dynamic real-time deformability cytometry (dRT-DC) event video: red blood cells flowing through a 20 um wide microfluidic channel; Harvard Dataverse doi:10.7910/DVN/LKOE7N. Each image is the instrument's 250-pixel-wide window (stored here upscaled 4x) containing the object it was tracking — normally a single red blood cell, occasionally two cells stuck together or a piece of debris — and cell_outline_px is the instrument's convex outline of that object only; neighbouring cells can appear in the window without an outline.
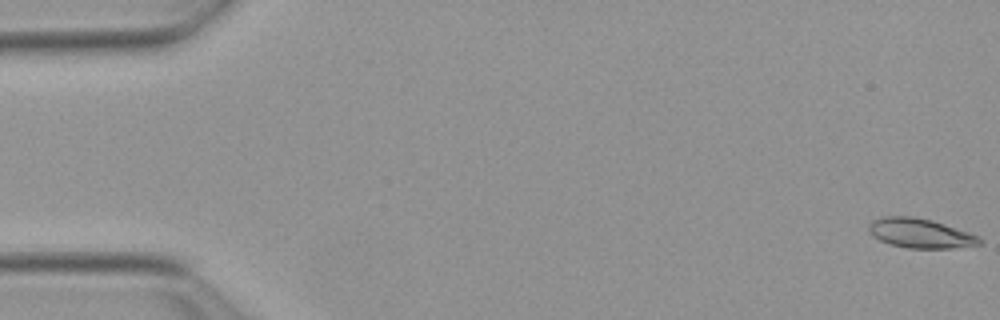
{"species": "Egyptian fruit bat (a non-hibernating species)", "species_latin": "Rousettus aegyptiacus", "temperature_condition": "warm", "stored_images_in_passage": 53, "camera_frame_rate_fps": 3000, "um_per_image_px": 0.085, "animal": {"sex": "female"}, "frame": {"image": 1, "passage_image": 1, "time_ms": 0.0, "image_size_px": [1000, 320], "cell_outline_px": [[984, 244], [952, 248], [908, 248], [888, 244], [872, 236], [868, 232], [868, 224], [872, 220], [884, 216], [912, 216], [932, 220], [980, 236], [984, 240]], "centroid_in_image_um": [78.22, 19.83], "position_along_channel_um": 6.8, "area_um2": 19.31}}
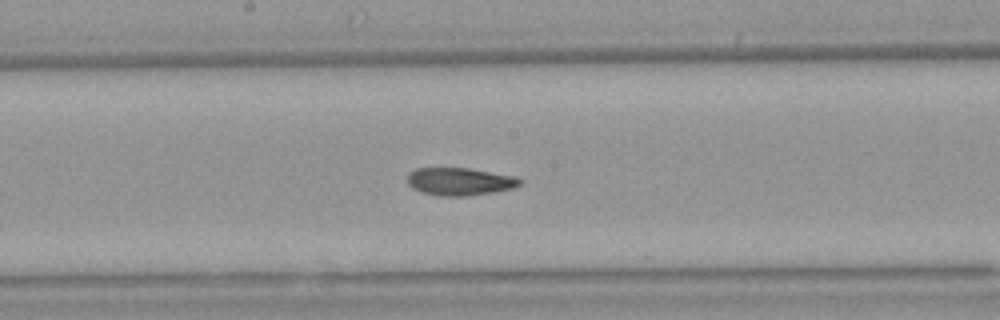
{"frame": {"image": 2, "passage_image": 28, "time_ms": 9.0, "image_size_px": [1000, 320], "cell_outline_px": [[524, 180], [520, 184], [512, 188], [492, 192], [464, 196], [436, 196], [420, 192], [412, 188], [408, 184], [408, 172], [416, 168], [468, 168], [516, 176]], "centroid_in_image_um": [39.05, 15.43], "position_along_channel_um": 209.1, "area_um2": 18.26}}
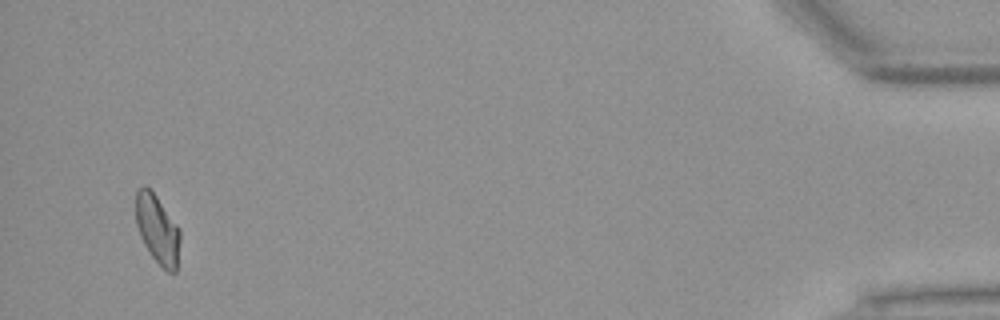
{"frame": {"image": 3, "passage_image": 51, "time_ms": 16.667, "image_size_px": [1000, 320], "cell_outline_px": [[180, 240], [176, 272], [168, 272], [152, 256], [144, 244], [140, 236], [136, 224], [136, 192], [144, 184], [156, 196], [180, 228]], "centroid_in_image_um": [13.39, 19.49], "position_along_channel_um": 421.8, "area_um2": 17.57}, "authors_computed_cell_mechanics": {"area_um2": 18.4382, "velocity_mm_per_s": 3.8705, "shape_relaxation_time_tau1_ms": null, "shape_relaxation_time_tau2_ms": 3.0731, "deformation_change_tau1": null, "deformation_change_tau2": 0.0893}}